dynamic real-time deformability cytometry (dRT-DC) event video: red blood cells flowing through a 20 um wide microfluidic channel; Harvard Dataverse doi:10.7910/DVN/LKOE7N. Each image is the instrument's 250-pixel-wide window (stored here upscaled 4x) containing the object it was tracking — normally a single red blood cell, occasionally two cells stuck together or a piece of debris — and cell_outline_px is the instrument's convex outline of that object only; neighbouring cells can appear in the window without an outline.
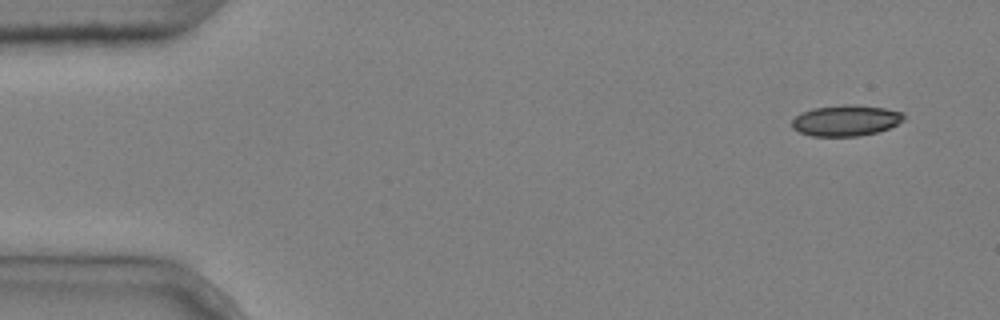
{"species": "common noctule bat (a hibernating species)", "species_latin": "Nyctalus noctula", "temperature_condition": "cold", "stored_images_in_passage": 5, "camera_frame_rate_fps": 3000, "um_per_image_px": 0.085, "animal": {"sex": "male", "body_mass_g": 20.4}, "frame": {"image": 1, "passage_image": 1, "time_ms": 0.0, "image_size_px": [1000, 320], "cell_outline_px": [[904, 120], [888, 128], [876, 132], [860, 136], [812, 136], [800, 132], [792, 128], [792, 120], [800, 112], [812, 108], [844, 104], [852, 104], [884, 108], [904, 112]], "centroid_in_image_um": [71.88, 10.23], "position_along_channel_um": 13.1, "area_um2": 20.23}}
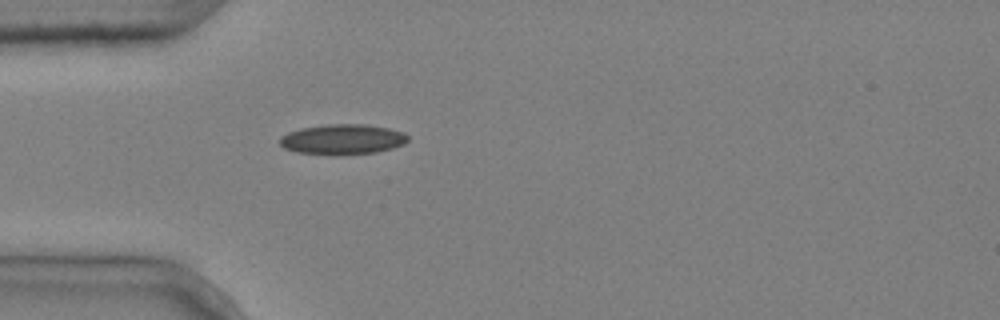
{"frame": {"image": 2, "passage_image": 5, "time_ms": 1.333, "image_size_px": [1000, 320], "cell_outline_px": [[408, 140], [404, 144], [392, 148], [376, 152], [296, 152], [284, 148], [280, 144], [280, 136], [288, 132], [300, 128], [328, 124], [368, 124], [388, 128], [404, 132], [408, 136]], "centroid_in_image_um": [29.14, 11.79], "position_along_channel_um": 55.9, "area_um2": 21.73}}